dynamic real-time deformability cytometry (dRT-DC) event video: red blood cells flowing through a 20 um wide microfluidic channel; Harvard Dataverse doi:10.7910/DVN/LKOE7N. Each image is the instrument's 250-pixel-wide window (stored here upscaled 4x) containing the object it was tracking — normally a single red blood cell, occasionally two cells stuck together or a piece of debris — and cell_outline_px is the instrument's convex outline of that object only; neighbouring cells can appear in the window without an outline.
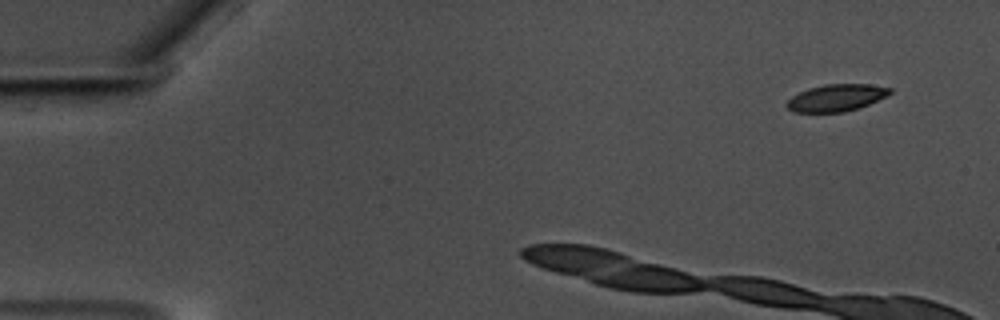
{"species": "common noctule bat (a hibernating species)", "species_latin": "Nyctalus noctula", "temperature_condition": "warm", "stored_images_in_passage": 8, "camera_frame_rate_fps": 3000, "um_per_image_px": 0.085, "animal": {"sex": "male", "body_mass_g": 17.5, "forearm_length_mm": 52.3}, "frame": {"image": 1, "passage_image": 1, "time_ms": 0.0, "image_size_px": [1000, 320], "cell_outline_px": [[892, 92], [868, 104], [844, 112], [792, 112], [784, 104], [792, 96], [808, 88], [824, 84], [868, 84], [892, 88]], "centroid_in_image_um": [71.04, 8.3], "position_along_channel_um": 14.0, "area_um2": 16.07}}